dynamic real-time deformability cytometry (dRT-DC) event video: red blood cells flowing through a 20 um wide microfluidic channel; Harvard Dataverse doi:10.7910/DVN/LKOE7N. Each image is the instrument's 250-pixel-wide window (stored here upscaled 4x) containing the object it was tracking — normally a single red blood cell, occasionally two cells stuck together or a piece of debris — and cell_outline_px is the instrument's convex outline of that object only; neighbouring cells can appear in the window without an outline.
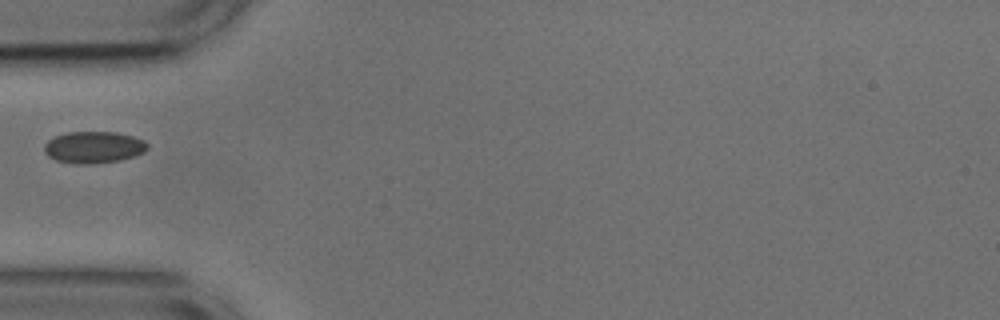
{"species": "common noctule bat (a hibernating species)", "species_latin": "Nyctalus noctula", "temperature_condition": "cold", "stored_images_in_passage": 16, "camera_frame_rate_fps": 3000, "um_per_image_px": 0.085, "animal": {"sex": "male", "body_mass_g": 17.9, "forearm_length_mm": 54.2}, "frame": {"image": 1, "passage_image": 1, "time_ms": 0.0, "image_size_px": [1000, 320], "cell_outline_px": [[148, 148], [144, 152], [136, 156], [120, 160], [92, 164], [80, 164], [56, 160], [48, 156], [44, 152], [44, 144], [48, 140], [56, 136], [68, 132], [116, 132], [132, 136], [144, 140], [148, 144]], "centroid_in_image_um": [7.98, 12.52], "position_along_channel_um": 77.0, "area_um2": 19.13}}
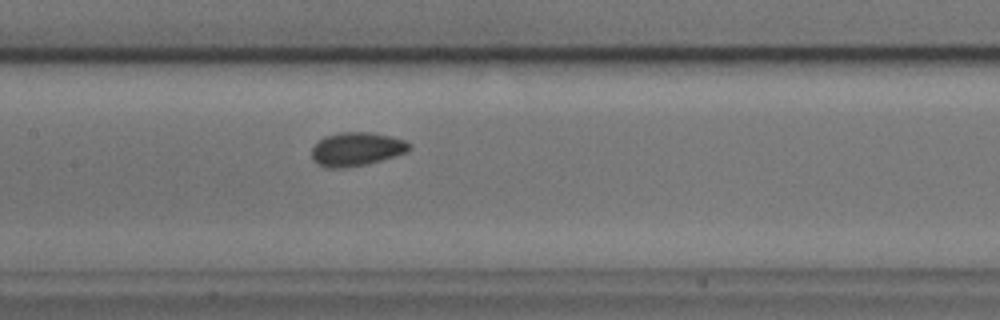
{"frame": {"image": 2, "passage_image": 9, "time_ms": 2.667, "image_size_px": [1000, 320], "cell_outline_px": [[412, 148], [408, 152], [368, 164], [344, 168], [324, 168], [316, 164], [312, 160], [312, 148], [324, 136], [340, 132], [368, 132], [388, 136], [404, 140], [412, 144]], "centroid_in_image_um": [30.3, 12.69], "position_along_channel_um": 177.1, "area_um2": 19.31}}
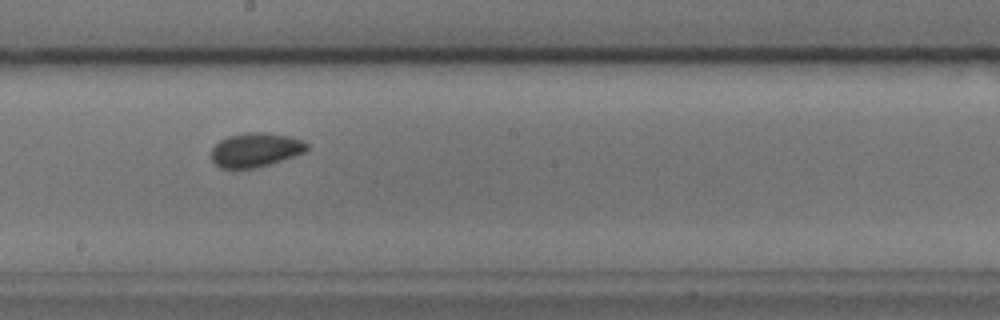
{"frame": {"image": 3, "passage_image": 13, "time_ms": 4.0, "image_size_px": [1000, 320], "cell_outline_px": [[308, 148], [304, 152], [256, 168], [220, 168], [212, 160], [212, 148], [220, 140], [228, 136], [244, 132], [264, 132], [292, 136], [308, 144]], "centroid_in_image_um": [21.7, 12.72], "position_along_channel_um": 226.5, "area_um2": 18.84}}